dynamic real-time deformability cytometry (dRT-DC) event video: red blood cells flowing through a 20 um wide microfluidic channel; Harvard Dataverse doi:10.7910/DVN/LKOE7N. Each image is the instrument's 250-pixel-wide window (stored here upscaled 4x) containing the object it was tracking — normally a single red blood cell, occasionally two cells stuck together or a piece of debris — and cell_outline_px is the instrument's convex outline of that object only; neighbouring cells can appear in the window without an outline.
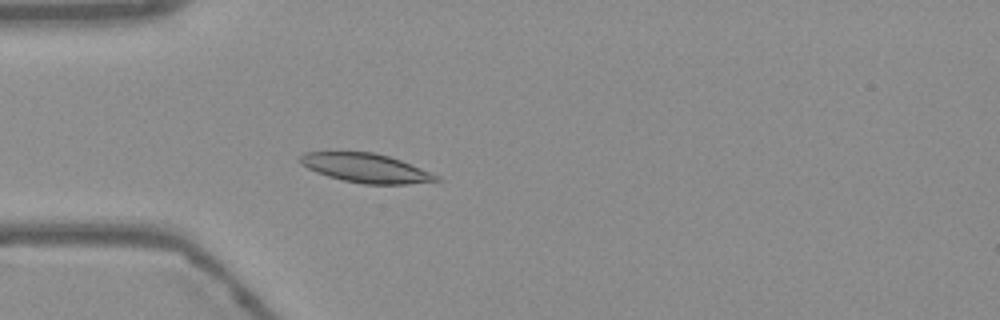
{"species": "Egyptian fruit bat (a non-hibernating species)", "species_latin": "Rousettus aegyptiacus", "temperature_condition": "warm", "stored_images_in_passage": 55, "camera_frame_rate_fps": 3000, "um_per_image_px": 0.085, "frame": {"image": 1, "passage_image": 16, "time_ms": 5.0, "image_size_px": [1000, 320], "cell_outline_px": [[444, 180], [408, 184], [364, 184], [344, 180], [328, 176], [316, 172], [300, 164], [300, 156], [304, 152], [372, 152], [388, 156], [400, 160], [440, 176]], "centroid_in_image_um": [31.11, 14.29], "position_along_channel_um": 53.9, "area_um2": 22.89}}
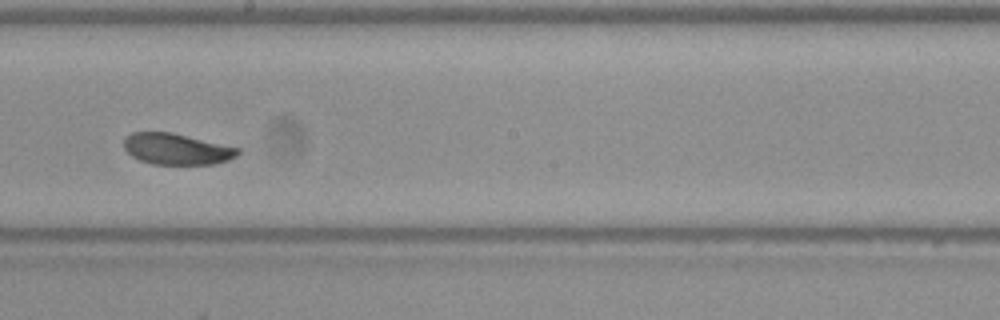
{"frame": {"image": 2, "passage_image": 31, "time_ms": 10.0, "image_size_px": [1000, 320], "cell_outline_px": [[240, 152], [236, 156], [228, 160], [212, 164], [152, 164], [140, 160], [132, 156], [124, 148], [124, 136], [132, 132], [172, 132], [240, 148]], "centroid_in_image_um": [15.0, 12.66], "position_along_channel_um": 233.2, "area_um2": 20.69}}
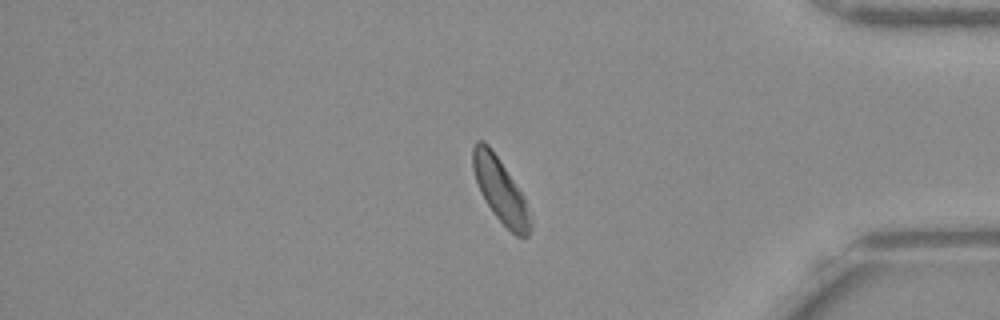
{"frame": {"image": 3, "passage_image": 46, "time_ms": 15.0, "image_size_px": [1000, 320], "cell_outline_px": [[532, 228], [528, 236], [516, 236], [492, 212], [484, 200], [480, 192], [472, 168], [472, 148], [476, 140], [484, 140], [492, 148], [524, 196], [532, 224]], "centroid_in_image_um": [42.51, 16.14], "position_along_channel_um": 392.7, "area_um2": 21.5}, "authors_computed_cell_mechanics": {"area_um2": 22.1374, "velocity_mm_per_s": 3.73, "shape_relaxation_time_tau1_ms": 4.4766, "shape_relaxation_time_tau2_ms": 3.9202, "deformation_change_tau1": 0.1084, "deformation_change_tau2": 0.0757}}